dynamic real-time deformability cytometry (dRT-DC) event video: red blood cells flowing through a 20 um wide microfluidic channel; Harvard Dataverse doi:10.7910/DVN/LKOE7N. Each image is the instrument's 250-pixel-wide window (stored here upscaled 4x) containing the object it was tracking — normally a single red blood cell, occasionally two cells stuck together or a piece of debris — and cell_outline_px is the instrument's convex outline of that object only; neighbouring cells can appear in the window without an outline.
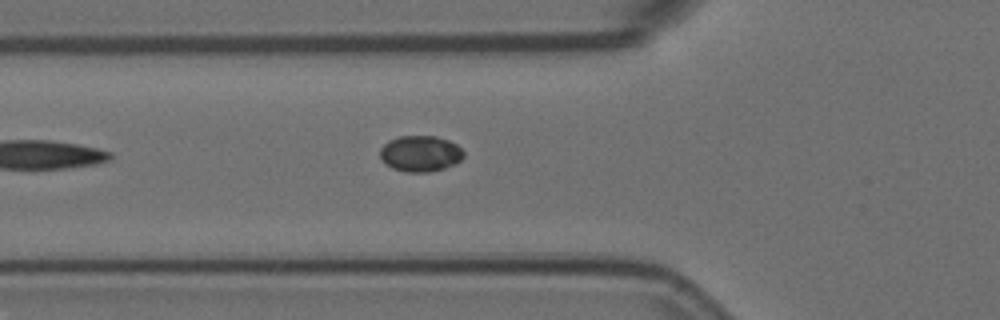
{"species": "Egyptian fruit bat (a non-hibernating species)", "species_latin": "Rousettus aegyptiacus", "temperature_condition": "room temperature", "stored_images_in_passage": 5, "camera_frame_rate_fps": 3000, "um_per_image_px": 0.085, "animal": {"sex": "female"}, "frame": {"image": 1, "passage_image": 5, "time_ms": 1.333, "image_size_px": [1000, 320], "cell_outline_px": [[464, 156], [456, 164], [444, 168], [428, 172], [404, 172], [392, 168], [380, 156], [380, 148], [388, 140], [400, 136], [436, 136], [448, 140], [456, 144], [464, 152]], "centroid_in_image_um": [35.74, 13.05], "position_along_channel_um": 90.1, "area_um2": 17.51}}